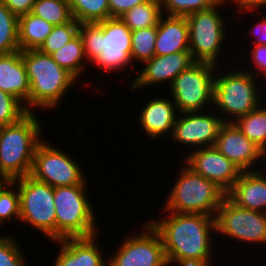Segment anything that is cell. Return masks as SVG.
Segmentation results:
<instances>
[{"mask_svg": "<svg viewBox=\"0 0 266 266\" xmlns=\"http://www.w3.org/2000/svg\"><path fill=\"white\" fill-rule=\"evenodd\" d=\"M165 216L148 222L161 236L169 266L179 259L209 260L214 257L215 217L175 212H165Z\"/></svg>", "mask_w": 266, "mask_h": 266, "instance_id": "cell-1", "label": "cell"}, {"mask_svg": "<svg viewBox=\"0 0 266 266\" xmlns=\"http://www.w3.org/2000/svg\"><path fill=\"white\" fill-rule=\"evenodd\" d=\"M82 38L89 65L104 72L119 74L136 68L131 58L132 31L120 17H111L97 23H81ZM132 64V65H131ZM119 71V72H118ZM118 72V73H117Z\"/></svg>", "mask_w": 266, "mask_h": 266, "instance_id": "cell-2", "label": "cell"}, {"mask_svg": "<svg viewBox=\"0 0 266 266\" xmlns=\"http://www.w3.org/2000/svg\"><path fill=\"white\" fill-rule=\"evenodd\" d=\"M30 85L29 112L53 111L78 80L39 50L21 51ZM34 109V110H33Z\"/></svg>", "mask_w": 266, "mask_h": 266, "instance_id": "cell-3", "label": "cell"}, {"mask_svg": "<svg viewBox=\"0 0 266 266\" xmlns=\"http://www.w3.org/2000/svg\"><path fill=\"white\" fill-rule=\"evenodd\" d=\"M37 115L28 112L18 122L0 126V173L11 181L30 175L36 148L44 136Z\"/></svg>", "mask_w": 266, "mask_h": 266, "instance_id": "cell-4", "label": "cell"}, {"mask_svg": "<svg viewBox=\"0 0 266 266\" xmlns=\"http://www.w3.org/2000/svg\"><path fill=\"white\" fill-rule=\"evenodd\" d=\"M232 68L231 66L228 70L218 66L215 73L217 75L214 81L213 108L215 107L214 110H217L224 122H234L237 118L247 115L258 108L266 97L260 91L263 88L261 79L255 78L241 67L236 70ZM222 69L228 71L223 70L224 73Z\"/></svg>", "mask_w": 266, "mask_h": 266, "instance_id": "cell-5", "label": "cell"}, {"mask_svg": "<svg viewBox=\"0 0 266 266\" xmlns=\"http://www.w3.org/2000/svg\"><path fill=\"white\" fill-rule=\"evenodd\" d=\"M166 196L161 212L205 214L215 217L226 193L184 163ZM180 172V173H179Z\"/></svg>", "mask_w": 266, "mask_h": 266, "instance_id": "cell-6", "label": "cell"}, {"mask_svg": "<svg viewBox=\"0 0 266 266\" xmlns=\"http://www.w3.org/2000/svg\"><path fill=\"white\" fill-rule=\"evenodd\" d=\"M86 189V185L54 188L56 240L98 234L97 213Z\"/></svg>", "mask_w": 266, "mask_h": 266, "instance_id": "cell-7", "label": "cell"}, {"mask_svg": "<svg viewBox=\"0 0 266 266\" xmlns=\"http://www.w3.org/2000/svg\"><path fill=\"white\" fill-rule=\"evenodd\" d=\"M228 5L222 0L211 9L198 11L186 16L189 26V51L194 62H205L220 66L223 48L229 33L226 18L220 9ZM225 42V43H224ZM224 43V44H223ZM224 46V47H223ZM220 58V59H219ZM219 64V65H218Z\"/></svg>", "mask_w": 266, "mask_h": 266, "instance_id": "cell-8", "label": "cell"}, {"mask_svg": "<svg viewBox=\"0 0 266 266\" xmlns=\"http://www.w3.org/2000/svg\"><path fill=\"white\" fill-rule=\"evenodd\" d=\"M20 196V221L42 232L48 240H56L54 188L30 175L12 180Z\"/></svg>", "mask_w": 266, "mask_h": 266, "instance_id": "cell-9", "label": "cell"}, {"mask_svg": "<svg viewBox=\"0 0 266 266\" xmlns=\"http://www.w3.org/2000/svg\"><path fill=\"white\" fill-rule=\"evenodd\" d=\"M218 66L194 62L166 85L179 113L205 111L213 108L214 81ZM171 91V92H170ZM212 107V108H211Z\"/></svg>", "mask_w": 266, "mask_h": 266, "instance_id": "cell-10", "label": "cell"}, {"mask_svg": "<svg viewBox=\"0 0 266 266\" xmlns=\"http://www.w3.org/2000/svg\"><path fill=\"white\" fill-rule=\"evenodd\" d=\"M81 167L67 151L43 139L36 148L30 176L53 188L88 186L87 175Z\"/></svg>", "mask_w": 266, "mask_h": 266, "instance_id": "cell-11", "label": "cell"}, {"mask_svg": "<svg viewBox=\"0 0 266 266\" xmlns=\"http://www.w3.org/2000/svg\"><path fill=\"white\" fill-rule=\"evenodd\" d=\"M215 222L216 234L222 239L228 237L231 244L233 240L254 244L252 247L266 244V213L241 208L227 196L217 209Z\"/></svg>", "mask_w": 266, "mask_h": 266, "instance_id": "cell-12", "label": "cell"}, {"mask_svg": "<svg viewBox=\"0 0 266 266\" xmlns=\"http://www.w3.org/2000/svg\"><path fill=\"white\" fill-rule=\"evenodd\" d=\"M142 227L108 256V266H169L160 234L148 221Z\"/></svg>", "mask_w": 266, "mask_h": 266, "instance_id": "cell-13", "label": "cell"}, {"mask_svg": "<svg viewBox=\"0 0 266 266\" xmlns=\"http://www.w3.org/2000/svg\"><path fill=\"white\" fill-rule=\"evenodd\" d=\"M214 111L212 108L205 111L179 113L169 137L177 145L190 148L191 150L189 149L187 153L199 148L215 146L220 128L225 122Z\"/></svg>", "mask_w": 266, "mask_h": 266, "instance_id": "cell-14", "label": "cell"}, {"mask_svg": "<svg viewBox=\"0 0 266 266\" xmlns=\"http://www.w3.org/2000/svg\"><path fill=\"white\" fill-rule=\"evenodd\" d=\"M183 163L194 173L212 181L226 194L234 186L242 171L220 153L215 146L188 152Z\"/></svg>", "mask_w": 266, "mask_h": 266, "instance_id": "cell-15", "label": "cell"}, {"mask_svg": "<svg viewBox=\"0 0 266 266\" xmlns=\"http://www.w3.org/2000/svg\"><path fill=\"white\" fill-rule=\"evenodd\" d=\"M215 147L242 172L260 170L264 167L265 152L246 137L233 122H225L221 126Z\"/></svg>", "mask_w": 266, "mask_h": 266, "instance_id": "cell-16", "label": "cell"}, {"mask_svg": "<svg viewBox=\"0 0 266 266\" xmlns=\"http://www.w3.org/2000/svg\"><path fill=\"white\" fill-rule=\"evenodd\" d=\"M193 63L194 60L190 51H181L162 56L155 55L142 64V70L139 68V71H136L138 74L132 80L129 90L141 92V90L148 89L153 85L159 87V84L164 85L167 83L170 87L174 79Z\"/></svg>", "mask_w": 266, "mask_h": 266, "instance_id": "cell-17", "label": "cell"}, {"mask_svg": "<svg viewBox=\"0 0 266 266\" xmlns=\"http://www.w3.org/2000/svg\"><path fill=\"white\" fill-rule=\"evenodd\" d=\"M99 234L90 237L64 238L51 241L60 244L53 266H108V256L100 248Z\"/></svg>", "mask_w": 266, "mask_h": 266, "instance_id": "cell-18", "label": "cell"}, {"mask_svg": "<svg viewBox=\"0 0 266 266\" xmlns=\"http://www.w3.org/2000/svg\"><path fill=\"white\" fill-rule=\"evenodd\" d=\"M158 95L149 100L138 115V125L149 139L171 136L173 126L179 114L173 100L169 97H159Z\"/></svg>", "mask_w": 266, "mask_h": 266, "instance_id": "cell-19", "label": "cell"}, {"mask_svg": "<svg viewBox=\"0 0 266 266\" xmlns=\"http://www.w3.org/2000/svg\"><path fill=\"white\" fill-rule=\"evenodd\" d=\"M226 196L241 208L266 213V171H243Z\"/></svg>", "mask_w": 266, "mask_h": 266, "instance_id": "cell-20", "label": "cell"}, {"mask_svg": "<svg viewBox=\"0 0 266 266\" xmlns=\"http://www.w3.org/2000/svg\"><path fill=\"white\" fill-rule=\"evenodd\" d=\"M0 90L16 97L29 112L30 85L21 50L0 55Z\"/></svg>", "mask_w": 266, "mask_h": 266, "instance_id": "cell-21", "label": "cell"}, {"mask_svg": "<svg viewBox=\"0 0 266 266\" xmlns=\"http://www.w3.org/2000/svg\"><path fill=\"white\" fill-rule=\"evenodd\" d=\"M189 51V26L186 16L162 15L157 25L155 55Z\"/></svg>", "mask_w": 266, "mask_h": 266, "instance_id": "cell-22", "label": "cell"}, {"mask_svg": "<svg viewBox=\"0 0 266 266\" xmlns=\"http://www.w3.org/2000/svg\"><path fill=\"white\" fill-rule=\"evenodd\" d=\"M53 28V24L31 12L19 16L18 42L20 50H38Z\"/></svg>", "mask_w": 266, "mask_h": 266, "instance_id": "cell-23", "label": "cell"}, {"mask_svg": "<svg viewBox=\"0 0 266 266\" xmlns=\"http://www.w3.org/2000/svg\"><path fill=\"white\" fill-rule=\"evenodd\" d=\"M52 59L62 68L71 73L78 81L84 78L86 69L90 67L85 54L83 41L78 34L63 47L51 54ZM87 62V63H86ZM87 65V66H86Z\"/></svg>", "mask_w": 266, "mask_h": 266, "instance_id": "cell-24", "label": "cell"}, {"mask_svg": "<svg viewBox=\"0 0 266 266\" xmlns=\"http://www.w3.org/2000/svg\"><path fill=\"white\" fill-rule=\"evenodd\" d=\"M163 15L159 0H148L126 11L120 19L131 30L157 26Z\"/></svg>", "mask_w": 266, "mask_h": 266, "instance_id": "cell-25", "label": "cell"}, {"mask_svg": "<svg viewBox=\"0 0 266 266\" xmlns=\"http://www.w3.org/2000/svg\"><path fill=\"white\" fill-rule=\"evenodd\" d=\"M264 103L247 115L237 118L233 123L246 137L266 152V106Z\"/></svg>", "mask_w": 266, "mask_h": 266, "instance_id": "cell-26", "label": "cell"}, {"mask_svg": "<svg viewBox=\"0 0 266 266\" xmlns=\"http://www.w3.org/2000/svg\"><path fill=\"white\" fill-rule=\"evenodd\" d=\"M72 17L81 23H97L110 18L108 0H67Z\"/></svg>", "mask_w": 266, "mask_h": 266, "instance_id": "cell-27", "label": "cell"}, {"mask_svg": "<svg viewBox=\"0 0 266 266\" xmlns=\"http://www.w3.org/2000/svg\"><path fill=\"white\" fill-rule=\"evenodd\" d=\"M31 13L54 26L66 24L73 19L67 0H36Z\"/></svg>", "mask_w": 266, "mask_h": 266, "instance_id": "cell-28", "label": "cell"}, {"mask_svg": "<svg viewBox=\"0 0 266 266\" xmlns=\"http://www.w3.org/2000/svg\"><path fill=\"white\" fill-rule=\"evenodd\" d=\"M19 50L18 17L0 0V55Z\"/></svg>", "mask_w": 266, "mask_h": 266, "instance_id": "cell-29", "label": "cell"}, {"mask_svg": "<svg viewBox=\"0 0 266 266\" xmlns=\"http://www.w3.org/2000/svg\"><path fill=\"white\" fill-rule=\"evenodd\" d=\"M156 36L157 26L132 31L131 58L134 65L143 64L155 56Z\"/></svg>", "mask_w": 266, "mask_h": 266, "instance_id": "cell-30", "label": "cell"}, {"mask_svg": "<svg viewBox=\"0 0 266 266\" xmlns=\"http://www.w3.org/2000/svg\"><path fill=\"white\" fill-rule=\"evenodd\" d=\"M80 23L74 18L63 25L54 26L51 33L38 49L44 54L51 55L79 34Z\"/></svg>", "mask_w": 266, "mask_h": 266, "instance_id": "cell-31", "label": "cell"}, {"mask_svg": "<svg viewBox=\"0 0 266 266\" xmlns=\"http://www.w3.org/2000/svg\"><path fill=\"white\" fill-rule=\"evenodd\" d=\"M222 0H159L162 13L168 16H187L211 9Z\"/></svg>", "mask_w": 266, "mask_h": 266, "instance_id": "cell-32", "label": "cell"}, {"mask_svg": "<svg viewBox=\"0 0 266 266\" xmlns=\"http://www.w3.org/2000/svg\"><path fill=\"white\" fill-rule=\"evenodd\" d=\"M11 219L20 221V196L13 181L0 191V227Z\"/></svg>", "mask_w": 266, "mask_h": 266, "instance_id": "cell-33", "label": "cell"}, {"mask_svg": "<svg viewBox=\"0 0 266 266\" xmlns=\"http://www.w3.org/2000/svg\"><path fill=\"white\" fill-rule=\"evenodd\" d=\"M17 240L12 234L4 237L0 235V266H27L26 257Z\"/></svg>", "mask_w": 266, "mask_h": 266, "instance_id": "cell-34", "label": "cell"}, {"mask_svg": "<svg viewBox=\"0 0 266 266\" xmlns=\"http://www.w3.org/2000/svg\"><path fill=\"white\" fill-rule=\"evenodd\" d=\"M28 111L14 96L0 90V126L18 122Z\"/></svg>", "mask_w": 266, "mask_h": 266, "instance_id": "cell-35", "label": "cell"}, {"mask_svg": "<svg viewBox=\"0 0 266 266\" xmlns=\"http://www.w3.org/2000/svg\"><path fill=\"white\" fill-rule=\"evenodd\" d=\"M250 54L248 60L252 62L251 69L242 68L244 71L251 73L255 78L262 79V82L266 80V45H251ZM253 68V69H252ZM261 76V77H260Z\"/></svg>", "mask_w": 266, "mask_h": 266, "instance_id": "cell-36", "label": "cell"}, {"mask_svg": "<svg viewBox=\"0 0 266 266\" xmlns=\"http://www.w3.org/2000/svg\"><path fill=\"white\" fill-rule=\"evenodd\" d=\"M231 2V3H230ZM229 6L234 5L237 15L247 12H266V0H227Z\"/></svg>", "mask_w": 266, "mask_h": 266, "instance_id": "cell-37", "label": "cell"}, {"mask_svg": "<svg viewBox=\"0 0 266 266\" xmlns=\"http://www.w3.org/2000/svg\"><path fill=\"white\" fill-rule=\"evenodd\" d=\"M257 13L261 17V20L257 19ZM252 14L258 22L253 25V27L251 25L250 31L247 30L246 32L251 38L253 37L250 43H252V45H266V17L263 12H252ZM261 15H263V17Z\"/></svg>", "mask_w": 266, "mask_h": 266, "instance_id": "cell-38", "label": "cell"}, {"mask_svg": "<svg viewBox=\"0 0 266 266\" xmlns=\"http://www.w3.org/2000/svg\"><path fill=\"white\" fill-rule=\"evenodd\" d=\"M148 0H108L110 8V18L120 17L131 8L141 5Z\"/></svg>", "mask_w": 266, "mask_h": 266, "instance_id": "cell-39", "label": "cell"}, {"mask_svg": "<svg viewBox=\"0 0 266 266\" xmlns=\"http://www.w3.org/2000/svg\"><path fill=\"white\" fill-rule=\"evenodd\" d=\"M17 17L30 13L36 0H1Z\"/></svg>", "mask_w": 266, "mask_h": 266, "instance_id": "cell-40", "label": "cell"}, {"mask_svg": "<svg viewBox=\"0 0 266 266\" xmlns=\"http://www.w3.org/2000/svg\"><path fill=\"white\" fill-rule=\"evenodd\" d=\"M214 261L213 259L209 260H198V259H192V258H187V259H179L175 265L178 266H214L212 263Z\"/></svg>", "mask_w": 266, "mask_h": 266, "instance_id": "cell-41", "label": "cell"}, {"mask_svg": "<svg viewBox=\"0 0 266 266\" xmlns=\"http://www.w3.org/2000/svg\"><path fill=\"white\" fill-rule=\"evenodd\" d=\"M11 180L3 173H0V191L3 190Z\"/></svg>", "mask_w": 266, "mask_h": 266, "instance_id": "cell-42", "label": "cell"}, {"mask_svg": "<svg viewBox=\"0 0 266 266\" xmlns=\"http://www.w3.org/2000/svg\"><path fill=\"white\" fill-rule=\"evenodd\" d=\"M264 158L266 159V152H265V156H264ZM265 162H264V164L266 163V160H264ZM264 166H266V164L264 165ZM266 168V167H265ZM264 168V171H266V169Z\"/></svg>", "mask_w": 266, "mask_h": 266, "instance_id": "cell-43", "label": "cell"}]
</instances>
